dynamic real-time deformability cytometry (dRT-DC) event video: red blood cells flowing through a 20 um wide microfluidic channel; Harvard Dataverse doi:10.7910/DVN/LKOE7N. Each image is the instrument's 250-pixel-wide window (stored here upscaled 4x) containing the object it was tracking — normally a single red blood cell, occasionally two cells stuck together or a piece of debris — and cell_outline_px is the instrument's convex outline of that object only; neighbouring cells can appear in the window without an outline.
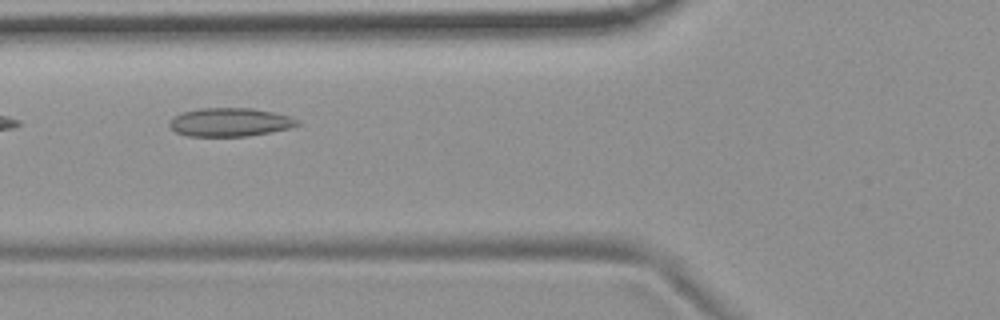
{"species": "common noctule bat (a hibernating species)", "species_latin": "Nyctalus noctula", "temperature_condition": "room temperature", "stored_images_in_passage": 16, "camera_frame_rate_fps": 3000, "um_per_image_px": 0.085, "animal": {"sex": "female", "body_mass_g": 19.9}, "frame": {"image": 1, "passage_image": 7, "time_ms": 7.667, "image_size_px": [1000, 320], "cell_outline_px": [[300, 124], [292, 128], [248, 136], [188, 136], [176, 132], [168, 124], [176, 116], [184, 112], [200, 108], [252, 108], [272, 112], [288, 116], [296, 120]], "centroid_in_image_um": [19.56, 10.39], "position_along_channel_um": 106.2, "area_um2": 20.98}}
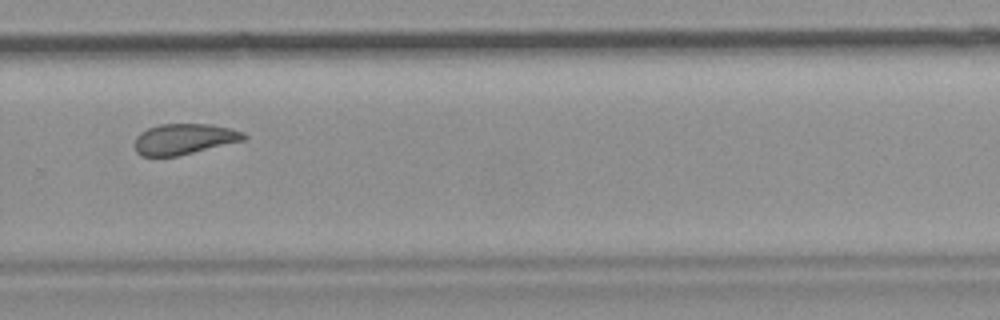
{"frame": {"image": 2, "passage_image": 12, "time_ms": 13.333, "image_size_px": [1000, 320], "cell_outline_px": [[248, 136], [244, 140], [176, 156], [140, 156], [136, 152], [136, 136], [140, 132], [148, 128], [160, 124], [212, 124], [244, 132]], "centroid_in_image_um": [15.64, 11.81], "position_along_channel_um": 314.2, "area_um2": 19.36}, "authors_computed_cell_mechanics": {"area_um2": 20.8947, "velocity_mm_per_s": 3.6758, "shape_relaxation_time_tau1_ms": 3.1222, "shape_relaxation_time_tau2_ms": 3.8113, "deformation_change_tau1": 0.0621, "deformation_change_tau2": 0.0646}}